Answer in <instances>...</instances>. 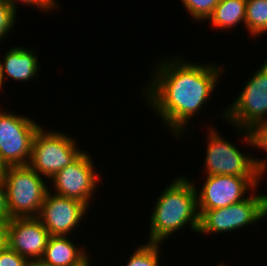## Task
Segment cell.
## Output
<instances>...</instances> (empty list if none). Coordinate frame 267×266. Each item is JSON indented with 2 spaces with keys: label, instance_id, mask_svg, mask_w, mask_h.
I'll return each mask as SVG.
<instances>
[{
  "label": "cell",
  "instance_id": "6da1fadb",
  "mask_svg": "<svg viewBox=\"0 0 267 266\" xmlns=\"http://www.w3.org/2000/svg\"><path fill=\"white\" fill-rule=\"evenodd\" d=\"M155 65L143 98L173 136L183 137L188 123L209 102L224 67L215 62H189L181 55L159 57Z\"/></svg>",
  "mask_w": 267,
  "mask_h": 266
},
{
  "label": "cell",
  "instance_id": "7a4b0ae2",
  "mask_svg": "<svg viewBox=\"0 0 267 266\" xmlns=\"http://www.w3.org/2000/svg\"><path fill=\"white\" fill-rule=\"evenodd\" d=\"M197 187L187 176H177L162 190L150 214L149 243L167 240L180 229H189L198 234L199 213L197 208ZM171 235V236H170Z\"/></svg>",
  "mask_w": 267,
  "mask_h": 266
},
{
  "label": "cell",
  "instance_id": "3957f363",
  "mask_svg": "<svg viewBox=\"0 0 267 266\" xmlns=\"http://www.w3.org/2000/svg\"><path fill=\"white\" fill-rule=\"evenodd\" d=\"M208 127L207 148L203 164L206 176L230 175L262 178L267 171V158L253 157L241 152L229 139L222 137L215 128ZM225 138V139H224Z\"/></svg>",
  "mask_w": 267,
  "mask_h": 266
},
{
  "label": "cell",
  "instance_id": "277c9868",
  "mask_svg": "<svg viewBox=\"0 0 267 266\" xmlns=\"http://www.w3.org/2000/svg\"><path fill=\"white\" fill-rule=\"evenodd\" d=\"M2 178L11 218L38 217L50 188L45 178L29 165L7 166Z\"/></svg>",
  "mask_w": 267,
  "mask_h": 266
},
{
  "label": "cell",
  "instance_id": "5b68a950",
  "mask_svg": "<svg viewBox=\"0 0 267 266\" xmlns=\"http://www.w3.org/2000/svg\"><path fill=\"white\" fill-rule=\"evenodd\" d=\"M77 145L73 136L53 129L48 131L40 126L32 140L28 165L49 181L84 152Z\"/></svg>",
  "mask_w": 267,
  "mask_h": 266
},
{
  "label": "cell",
  "instance_id": "8992f818",
  "mask_svg": "<svg viewBox=\"0 0 267 266\" xmlns=\"http://www.w3.org/2000/svg\"><path fill=\"white\" fill-rule=\"evenodd\" d=\"M252 194V195H251ZM250 195V196H249ZM248 198L230 206L207 211H198V233L223 234L244 229L262 219L267 218V194H258L253 191Z\"/></svg>",
  "mask_w": 267,
  "mask_h": 266
},
{
  "label": "cell",
  "instance_id": "52a82bcc",
  "mask_svg": "<svg viewBox=\"0 0 267 266\" xmlns=\"http://www.w3.org/2000/svg\"><path fill=\"white\" fill-rule=\"evenodd\" d=\"M220 117L233 127L252 131L267 120V59L254 71L243 90Z\"/></svg>",
  "mask_w": 267,
  "mask_h": 266
},
{
  "label": "cell",
  "instance_id": "ba28073f",
  "mask_svg": "<svg viewBox=\"0 0 267 266\" xmlns=\"http://www.w3.org/2000/svg\"><path fill=\"white\" fill-rule=\"evenodd\" d=\"M0 109V162L25 166L31 159L32 140L40 124L25 115Z\"/></svg>",
  "mask_w": 267,
  "mask_h": 266
},
{
  "label": "cell",
  "instance_id": "9c48e42d",
  "mask_svg": "<svg viewBox=\"0 0 267 266\" xmlns=\"http://www.w3.org/2000/svg\"><path fill=\"white\" fill-rule=\"evenodd\" d=\"M86 150L70 165L60 170L50 180L54 194L81 201L89 207L101 179L94 169V160ZM100 174V175H99ZM52 180V181H51Z\"/></svg>",
  "mask_w": 267,
  "mask_h": 266
},
{
  "label": "cell",
  "instance_id": "30bf717a",
  "mask_svg": "<svg viewBox=\"0 0 267 266\" xmlns=\"http://www.w3.org/2000/svg\"><path fill=\"white\" fill-rule=\"evenodd\" d=\"M260 180L261 178L230 175L206 176L200 191L196 190L198 211L224 208L239 203L248 198V191L257 193Z\"/></svg>",
  "mask_w": 267,
  "mask_h": 266
},
{
  "label": "cell",
  "instance_id": "8fae6325",
  "mask_svg": "<svg viewBox=\"0 0 267 266\" xmlns=\"http://www.w3.org/2000/svg\"><path fill=\"white\" fill-rule=\"evenodd\" d=\"M88 208L79 200L59 196L49 190L38 218L50 236L69 237V234H72L76 227H79L84 215L88 213Z\"/></svg>",
  "mask_w": 267,
  "mask_h": 266
},
{
  "label": "cell",
  "instance_id": "7c38bea8",
  "mask_svg": "<svg viewBox=\"0 0 267 266\" xmlns=\"http://www.w3.org/2000/svg\"><path fill=\"white\" fill-rule=\"evenodd\" d=\"M49 237L38 217L12 218L7 224V247L29 262L42 258Z\"/></svg>",
  "mask_w": 267,
  "mask_h": 266
},
{
  "label": "cell",
  "instance_id": "4fadbf2b",
  "mask_svg": "<svg viewBox=\"0 0 267 266\" xmlns=\"http://www.w3.org/2000/svg\"><path fill=\"white\" fill-rule=\"evenodd\" d=\"M39 68V60L33 48L27 49L14 45L5 52L2 61H0V91H2L4 82L8 78L23 83L38 77Z\"/></svg>",
  "mask_w": 267,
  "mask_h": 266
},
{
  "label": "cell",
  "instance_id": "5bb4252c",
  "mask_svg": "<svg viewBox=\"0 0 267 266\" xmlns=\"http://www.w3.org/2000/svg\"><path fill=\"white\" fill-rule=\"evenodd\" d=\"M87 247L78 246L67 236H50L39 262L44 266H89Z\"/></svg>",
  "mask_w": 267,
  "mask_h": 266
},
{
  "label": "cell",
  "instance_id": "9a60e30c",
  "mask_svg": "<svg viewBox=\"0 0 267 266\" xmlns=\"http://www.w3.org/2000/svg\"><path fill=\"white\" fill-rule=\"evenodd\" d=\"M246 3L247 0H220L207 21L215 30H231L240 22L245 26Z\"/></svg>",
  "mask_w": 267,
  "mask_h": 266
},
{
  "label": "cell",
  "instance_id": "2e32d148",
  "mask_svg": "<svg viewBox=\"0 0 267 266\" xmlns=\"http://www.w3.org/2000/svg\"><path fill=\"white\" fill-rule=\"evenodd\" d=\"M245 27L254 37L267 33V0H247Z\"/></svg>",
  "mask_w": 267,
  "mask_h": 266
},
{
  "label": "cell",
  "instance_id": "e0dca14e",
  "mask_svg": "<svg viewBox=\"0 0 267 266\" xmlns=\"http://www.w3.org/2000/svg\"><path fill=\"white\" fill-rule=\"evenodd\" d=\"M160 243H149L138 245L135 247L133 254L129 256V260L125 266H160Z\"/></svg>",
  "mask_w": 267,
  "mask_h": 266
},
{
  "label": "cell",
  "instance_id": "ac0fdd59",
  "mask_svg": "<svg viewBox=\"0 0 267 266\" xmlns=\"http://www.w3.org/2000/svg\"><path fill=\"white\" fill-rule=\"evenodd\" d=\"M191 18L197 22H207L220 0H181Z\"/></svg>",
  "mask_w": 267,
  "mask_h": 266
},
{
  "label": "cell",
  "instance_id": "d6986e66",
  "mask_svg": "<svg viewBox=\"0 0 267 266\" xmlns=\"http://www.w3.org/2000/svg\"><path fill=\"white\" fill-rule=\"evenodd\" d=\"M235 129H238V133L244 134L242 142L244 141L248 147L250 146L254 150L262 149L267 153V120L258 124L252 131L237 127Z\"/></svg>",
  "mask_w": 267,
  "mask_h": 266
},
{
  "label": "cell",
  "instance_id": "ffe728a7",
  "mask_svg": "<svg viewBox=\"0 0 267 266\" xmlns=\"http://www.w3.org/2000/svg\"><path fill=\"white\" fill-rule=\"evenodd\" d=\"M17 12L5 0H0V43L7 38L6 35L8 36L10 31L12 32L18 17Z\"/></svg>",
  "mask_w": 267,
  "mask_h": 266
},
{
  "label": "cell",
  "instance_id": "44dd1931",
  "mask_svg": "<svg viewBox=\"0 0 267 266\" xmlns=\"http://www.w3.org/2000/svg\"><path fill=\"white\" fill-rule=\"evenodd\" d=\"M13 9L17 11V4H24L26 6H33L40 11L52 12V10H57L59 8L57 0H5ZM58 7V8H57Z\"/></svg>",
  "mask_w": 267,
  "mask_h": 266
},
{
  "label": "cell",
  "instance_id": "7402d4cb",
  "mask_svg": "<svg viewBox=\"0 0 267 266\" xmlns=\"http://www.w3.org/2000/svg\"><path fill=\"white\" fill-rule=\"evenodd\" d=\"M29 261L7 246L0 251V266H26Z\"/></svg>",
  "mask_w": 267,
  "mask_h": 266
},
{
  "label": "cell",
  "instance_id": "603a6c76",
  "mask_svg": "<svg viewBox=\"0 0 267 266\" xmlns=\"http://www.w3.org/2000/svg\"><path fill=\"white\" fill-rule=\"evenodd\" d=\"M11 216L7 207L6 189L2 176H0V223L8 224Z\"/></svg>",
  "mask_w": 267,
  "mask_h": 266
},
{
  "label": "cell",
  "instance_id": "cb8c5ba5",
  "mask_svg": "<svg viewBox=\"0 0 267 266\" xmlns=\"http://www.w3.org/2000/svg\"><path fill=\"white\" fill-rule=\"evenodd\" d=\"M7 246V224L0 223V251Z\"/></svg>",
  "mask_w": 267,
  "mask_h": 266
},
{
  "label": "cell",
  "instance_id": "d4e9b609",
  "mask_svg": "<svg viewBox=\"0 0 267 266\" xmlns=\"http://www.w3.org/2000/svg\"><path fill=\"white\" fill-rule=\"evenodd\" d=\"M26 266H44L39 261L29 262Z\"/></svg>",
  "mask_w": 267,
  "mask_h": 266
},
{
  "label": "cell",
  "instance_id": "484cf974",
  "mask_svg": "<svg viewBox=\"0 0 267 266\" xmlns=\"http://www.w3.org/2000/svg\"><path fill=\"white\" fill-rule=\"evenodd\" d=\"M4 170H5V167H4V165L0 162V176H3Z\"/></svg>",
  "mask_w": 267,
  "mask_h": 266
}]
</instances>
